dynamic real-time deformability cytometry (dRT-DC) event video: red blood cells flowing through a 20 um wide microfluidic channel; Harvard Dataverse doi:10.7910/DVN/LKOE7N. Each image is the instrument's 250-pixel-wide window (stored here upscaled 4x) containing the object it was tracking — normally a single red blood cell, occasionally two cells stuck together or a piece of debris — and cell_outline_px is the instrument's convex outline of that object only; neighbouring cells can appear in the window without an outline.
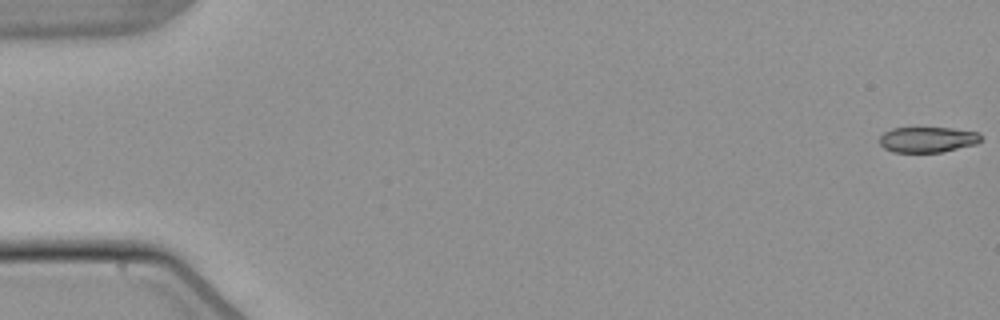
{"species": "common noctule bat (a hibernating species)", "species_latin": "Nyctalus noctula", "temperature_condition": "warm", "stored_images_in_passage": 54, "camera_frame_rate_fps": 3000, "um_per_image_px": 0.085, "animal": {"sex": "male", "body_mass_g": 21.5, "forearm_length_mm": 52.0}, "frame": {"image": 1, "passage_image": 1, "time_ms": 0.0, "image_size_px": [1000, 320], "cell_outline_px": [[980, 140], [976, 144], [940, 152], [892, 152], [884, 148], [880, 144], [880, 136], [884, 132], [892, 128], [952, 128], [976, 132], [980, 136]], "centroid_in_image_um": [78.8, 11.86], "position_along_channel_um": 6.2, "area_um2": 14.91}}
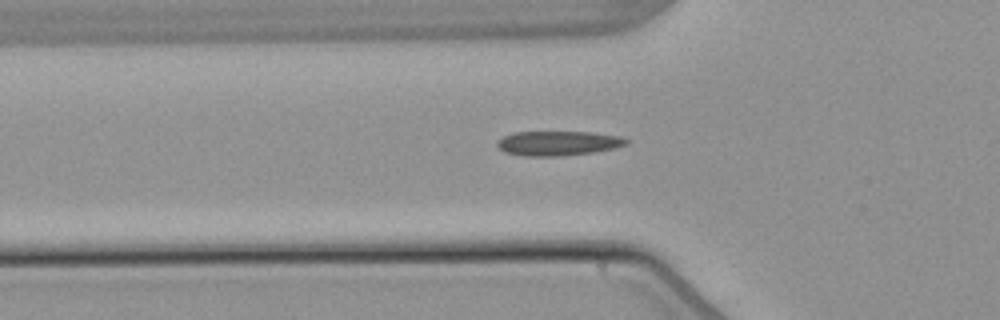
{"frame": {"image": 2, "passage_image": 19, "time_ms": 6.0, "image_size_px": [1000, 320], "cell_outline_px": [[628, 144], [612, 148], [592, 152], [556, 156], [524, 156], [504, 152], [496, 144], [496, 140], [512, 132], [592, 132], [620, 136], [628, 140]], "centroid_in_image_um": [47.39, 12.17], "position_along_channel_um": 78.4, "area_um2": 18.38}}
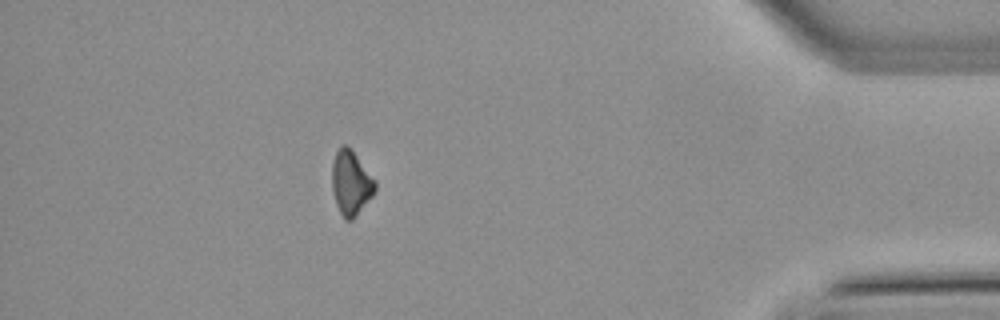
{"frame": {"image": 3, "passage_image": 48, "time_ms": 15.667, "image_size_px": [1000, 320], "cell_outline_px": [[376, 192], [356, 216], [352, 220], [344, 220], [336, 204], [332, 188], [332, 164], [336, 152], [344, 144], [348, 144], [352, 148], [376, 180]], "centroid_in_image_um": [29.85, 15.53], "position_along_channel_um": 405.3, "area_um2": 16.47}}